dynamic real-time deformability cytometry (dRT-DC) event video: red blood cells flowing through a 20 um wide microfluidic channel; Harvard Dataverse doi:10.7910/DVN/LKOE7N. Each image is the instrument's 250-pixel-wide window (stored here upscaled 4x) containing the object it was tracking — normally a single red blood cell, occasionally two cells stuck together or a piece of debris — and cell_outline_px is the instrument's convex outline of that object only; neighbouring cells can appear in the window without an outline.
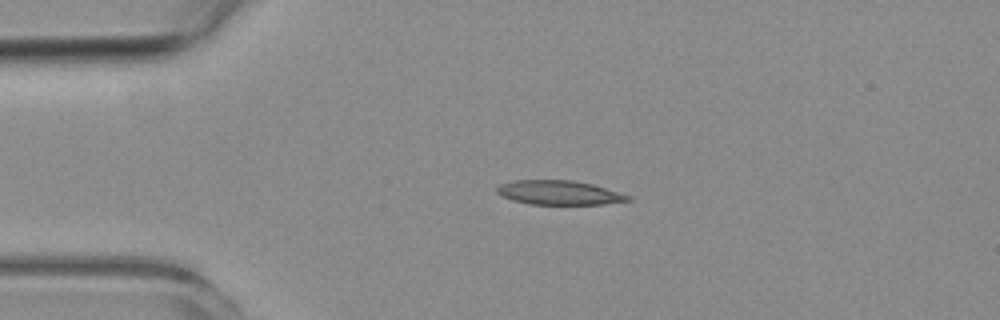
{"species": "common noctule bat (a hibernating species)", "species_latin": "Nyctalus noctula", "temperature_condition": "room temperature", "stored_images_in_passage": 4, "segment_of_instrument_passage": [1, 2], "camera_frame_rate_fps": 3000, "um_per_image_px": 0.085, "animal": {"sex": "female", "body_mass_g": 19.3, "forearm_length_mm": 54.1}, "frame": {"image": 1, "passage_image": 2, "time_ms": 2.0, "image_size_px": [1000, 320], "cell_outline_px": [[632, 200], [600, 204], [528, 204], [512, 200], [496, 192], [496, 188], [500, 184], [512, 180], [572, 180], [592, 184], [632, 196]], "centroid_in_image_um": [47.51, 16.37], "position_along_channel_um": 37.5, "area_um2": 18.44}}